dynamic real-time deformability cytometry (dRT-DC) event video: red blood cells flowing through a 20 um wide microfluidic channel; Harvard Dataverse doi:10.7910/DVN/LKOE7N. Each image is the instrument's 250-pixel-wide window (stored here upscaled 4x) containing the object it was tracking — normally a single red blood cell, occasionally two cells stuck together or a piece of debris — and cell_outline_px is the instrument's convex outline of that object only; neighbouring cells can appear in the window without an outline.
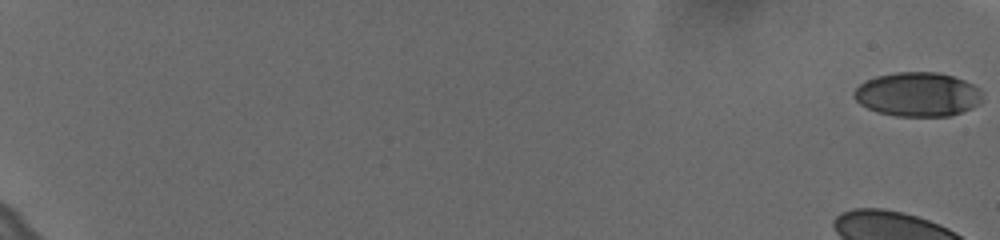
{"species": "human", "species_latin": "Homo sapiens", "temperature_condition": "cold", "stored_images_in_passage": 10, "camera_frame_rate_fps": 3000, "um_per_image_px": 0.085, "donor": {"sex": "female"}, "frame": {"image": 1, "passage_image": 1, "time_ms": 0.0, "image_size_px": [1000, 240], "cell_outline_px": [[980, 104], [972, 108], [948, 116], [896, 116], [880, 112], [868, 108], [860, 104], [852, 96], [856, 88], [864, 80], [876, 76], [896, 72], [936, 72], [952, 76], [964, 80], [980, 88]], "centroid_in_image_um": [77.98, 8.02], "position_along_channel_um": 7.0, "area_um2": 32.95}}
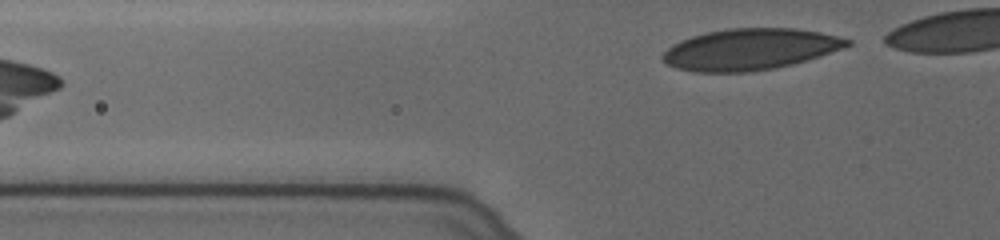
{"frame": {"image": 2, "passage_image": 10, "time_ms": 3.0, "image_size_px": [1000, 240], "cell_outline_px": [[852, 44], [844, 48], [808, 60], [776, 68], [748, 72], [692, 72], [676, 68], [660, 60], [660, 56], [672, 44], [680, 40], [692, 36], [708, 32], [728, 28], [796, 28], [820, 32], [852, 40]], "centroid_in_image_um": [63.74, 4.2], "position_along_channel_um": 62.1, "area_um2": 44.68}}